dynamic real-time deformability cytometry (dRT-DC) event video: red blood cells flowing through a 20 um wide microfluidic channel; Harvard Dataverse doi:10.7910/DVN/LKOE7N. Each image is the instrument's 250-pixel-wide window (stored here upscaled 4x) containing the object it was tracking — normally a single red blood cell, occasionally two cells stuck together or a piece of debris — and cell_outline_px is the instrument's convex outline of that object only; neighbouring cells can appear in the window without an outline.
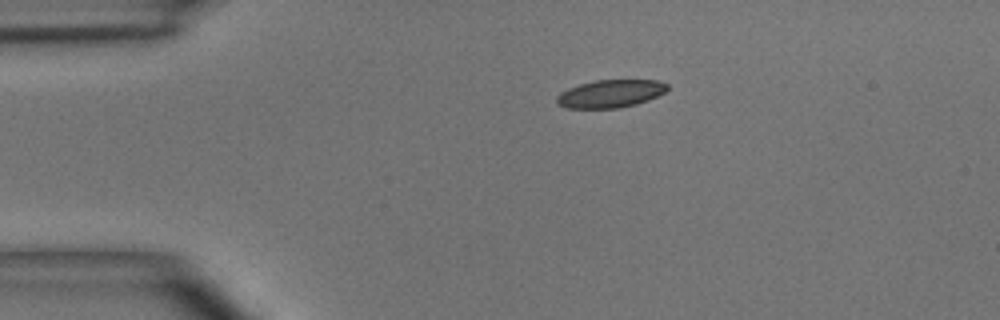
{"species": "common noctule bat (a hibernating species)", "species_latin": "Nyctalus noctula", "temperature_condition": "room temperature", "stored_images_in_passage": 2, "camera_frame_rate_fps": 3000, "um_per_image_px": 0.085, "animal": {"sex": "male", "body_mass_g": 15.6}, "frame": {"image": 1, "passage_image": 1, "time_ms": 0.0, "image_size_px": [1000, 320], "cell_outline_px": [[668, 88], [664, 92], [648, 100], [636, 104], [616, 108], [568, 108], [556, 104], [556, 96], [560, 92], [568, 88], [580, 84], [596, 80], [660, 80], [668, 84]], "centroid_in_image_um": [51.87, 7.96], "position_along_channel_um": 33.1, "area_um2": 17.92}}